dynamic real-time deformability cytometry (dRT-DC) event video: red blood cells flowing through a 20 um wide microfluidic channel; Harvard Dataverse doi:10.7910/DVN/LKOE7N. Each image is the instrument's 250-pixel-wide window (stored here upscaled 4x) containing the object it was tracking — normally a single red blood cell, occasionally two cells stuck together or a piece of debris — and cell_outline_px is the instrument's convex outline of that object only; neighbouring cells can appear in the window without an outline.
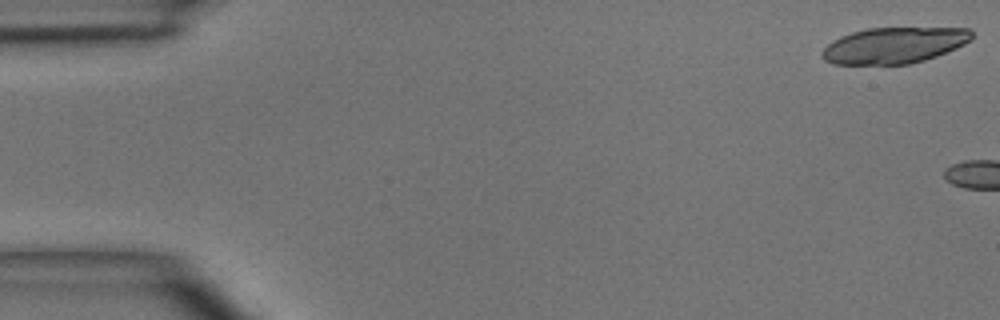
{"species": "common noctule bat (a hibernating species)", "species_latin": "Nyctalus noctula", "temperature_condition": "room temperature", "stored_images_in_passage": 2, "camera_frame_rate_fps": 3000, "um_per_image_px": 0.085, "animal": {"sex": "male", "body_mass_g": 15.6}, "frame": {"image": 1, "passage_image": 1, "time_ms": 0.0, "image_size_px": [1000, 320], "cell_outline_px": [[972, 40], [956, 48], [936, 56], [924, 60], [908, 64], [832, 64], [824, 60], [820, 56], [820, 52], [832, 40], [840, 36], [852, 32], [868, 28], [968, 28], [972, 32]], "centroid_in_image_um": [75.96, 3.85], "position_along_channel_um": 9.0, "area_um2": 31.5}}